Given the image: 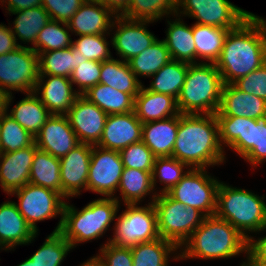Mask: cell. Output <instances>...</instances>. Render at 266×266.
<instances>
[{
    "label": "cell",
    "instance_id": "obj_1",
    "mask_svg": "<svg viewBox=\"0 0 266 266\" xmlns=\"http://www.w3.org/2000/svg\"><path fill=\"white\" fill-rule=\"evenodd\" d=\"M266 63V20L251 14L237 28L229 30L215 62L223 84H233L239 78Z\"/></svg>",
    "mask_w": 266,
    "mask_h": 266
},
{
    "label": "cell",
    "instance_id": "obj_2",
    "mask_svg": "<svg viewBox=\"0 0 266 266\" xmlns=\"http://www.w3.org/2000/svg\"><path fill=\"white\" fill-rule=\"evenodd\" d=\"M225 154L215 114H179L172 157L191 169H207L225 163Z\"/></svg>",
    "mask_w": 266,
    "mask_h": 266
},
{
    "label": "cell",
    "instance_id": "obj_3",
    "mask_svg": "<svg viewBox=\"0 0 266 266\" xmlns=\"http://www.w3.org/2000/svg\"><path fill=\"white\" fill-rule=\"evenodd\" d=\"M248 240L228 221L205 216L179 250V259H229L247 252Z\"/></svg>",
    "mask_w": 266,
    "mask_h": 266
},
{
    "label": "cell",
    "instance_id": "obj_4",
    "mask_svg": "<svg viewBox=\"0 0 266 266\" xmlns=\"http://www.w3.org/2000/svg\"><path fill=\"white\" fill-rule=\"evenodd\" d=\"M120 208L114 197L95 199L79 211L66 201L59 232L74 249L80 243L103 237L116 220Z\"/></svg>",
    "mask_w": 266,
    "mask_h": 266
},
{
    "label": "cell",
    "instance_id": "obj_5",
    "mask_svg": "<svg viewBox=\"0 0 266 266\" xmlns=\"http://www.w3.org/2000/svg\"><path fill=\"white\" fill-rule=\"evenodd\" d=\"M265 196L220 182L215 215L228 221L247 240L251 233L266 230Z\"/></svg>",
    "mask_w": 266,
    "mask_h": 266
},
{
    "label": "cell",
    "instance_id": "obj_6",
    "mask_svg": "<svg viewBox=\"0 0 266 266\" xmlns=\"http://www.w3.org/2000/svg\"><path fill=\"white\" fill-rule=\"evenodd\" d=\"M223 81L215 63L188 66L177 107L180 114H215L220 105Z\"/></svg>",
    "mask_w": 266,
    "mask_h": 266
},
{
    "label": "cell",
    "instance_id": "obj_7",
    "mask_svg": "<svg viewBox=\"0 0 266 266\" xmlns=\"http://www.w3.org/2000/svg\"><path fill=\"white\" fill-rule=\"evenodd\" d=\"M219 140L240 157L256 167L266 161V118L216 117Z\"/></svg>",
    "mask_w": 266,
    "mask_h": 266
},
{
    "label": "cell",
    "instance_id": "obj_8",
    "mask_svg": "<svg viewBox=\"0 0 266 266\" xmlns=\"http://www.w3.org/2000/svg\"><path fill=\"white\" fill-rule=\"evenodd\" d=\"M153 205L157 214L159 236L172 242L179 249L205 217L197 208L185 206L167 193L158 194Z\"/></svg>",
    "mask_w": 266,
    "mask_h": 266
},
{
    "label": "cell",
    "instance_id": "obj_9",
    "mask_svg": "<svg viewBox=\"0 0 266 266\" xmlns=\"http://www.w3.org/2000/svg\"><path fill=\"white\" fill-rule=\"evenodd\" d=\"M126 204V209L116 216L113 238L106 241L119 246L132 247L158 239L157 214L153 203L138 206Z\"/></svg>",
    "mask_w": 266,
    "mask_h": 266
},
{
    "label": "cell",
    "instance_id": "obj_10",
    "mask_svg": "<svg viewBox=\"0 0 266 266\" xmlns=\"http://www.w3.org/2000/svg\"><path fill=\"white\" fill-rule=\"evenodd\" d=\"M39 77V56L30 46L0 55V89L10 95L13 91L31 93Z\"/></svg>",
    "mask_w": 266,
    "mask_h": 266
},
{
    "label": "cell",
    "instance_id": "obj_11",
    "mask_svg": "<svg viewBox=\"0 0 266 266\" xmlns=\"http://www.w3.org/2000/svg\"><path fill=\"white\" fill-rule=\"evenodd\" d=\"M16 196L20 214L32 229L38 233L37 222L61 216L53 232L60 231L62 225L65 198L56 191L32 183L13 191L9 196Z\"/></svg>",
    "mask_w": 266,
    "mask_h": 266
},
{
    "label": "cell",
    "instance_id": "obj_12",
    "mask_svg": "<svg viewBox=\"0 0 266 266\" xmlns=\"http://www.w3.org/2000/svg\"><path fill=\"white\" fill-rule=\"evenodd\" d=\"M176 14L196 19V24L233 30L252 12L234 5L229 0H178Z\"/></svg>",
    "mask_w": 266,
    "mask_h": 266
},
{
    "label": "cell",
    "instance_id": "obj_13",
    "mask_svg": "<svg viewBox=\"0 0 266 266\" xmlns=\"http://www.w3.org/2000/svg\"><path fill=\"white\" fill-rule=\"evenodd\" d=\"M190 169L167 194L185 206L197 208L205 216L215 215L217 189L221 182L206 171Z\"/></svg>",
    "mask_w": 266,
    "mask_h": 266
},
{
    "label": "cell",
    "instance_id": "obj_14",
    "mask_svg": "<svg viewBox=\"0 0 266 266\" xmlns=\"http://www.w3.org/2000/svg\"><path fill=\"white\" fill-rule=\"evenodd\" d=\"M123 168L119 151L92 145L87 191L103 197H116Z\"/></svg>",
    "mask_w": 266,
    "mask_h": 266
},
{
    "label": "cell",
    "instance_id": "obj_15",
    "mask_svg": "<svg viewBox=\"0 0 266 266\" xmlns=\"http://www.w3.org/2000/svg\"><path fill=\"white\" fill-rule=\"evenodd\" d=\"M149 23L154 22L131 20L122 15L115 16L111 26V32L114 29V33H110L113 34L111 46L121 60L128 62L157 40L146 27Z\"/></svg>",
    "mask_w": 266,
    "mask_h": 266
},
{
    "label": "cell",
    "instance_id": "obj_16",
    "mask_svg": "<svg viewBox=\"0 0 266 266\" xmlns=\"http://www.w3.org/2000/svg\"><path fill=\"white\" fill-rule=\"evenodd\" d=\"M91 153L92 145L79 143L60 158L61 195L68 201L87 191Z\"/></svg>",
    "mask_w": 266,
    "mask_h": 266
},
{
    "label": "cell",
    "instance_id": "obj_17",
    "mask_svg": "<svg viewBox=\"0 0 266 266\" xmlns=\"http://www.w3.org/2000/svg\"><path fill=\"white\" fill-rule=\"evenodd\" d=\"M66 116L80 143L90 145L99 143L107 113L83 95H79Z\"/></svg>",
    "mask_w": 266,
    "mask_h": 266
},
{
    "label": "cell",
    "instance_id": "obj_18",
    "mask_svg": "<svg viewBox=\"0 0 266 266\" xmlns=\"http://www.w3.org/2000/svg\"><path fill=\"white\" fill-rule=\"evenodd\" d=\"M80 142L66 115H51L35 136V144L41 151L61 158Z\"/></svg>",
    "mask_w": 266,
    "mask_h": 266
},
{
    "label": "cell",
    "instance_id": "obj_19",
    "mask_svg": "<svg viewBox=\"0 0 266 266\" xmlns=\"http://www.w3.org/2000/svg\"><path fill=\"white\" fill-rule=\"evenodd\" d=\"M34 93L51 115H66L79 96L70 78L52 75H39Z\"/></svg>",
    "mask_w": 266,
    "mask_h": 266
},
{
    "label": "cell",
    "instance_id": "obj_20",
    "mask_svg": "<svg viewBox=\"0 0 266 266\" xmlns=\"http://www.w3.org/2000/svg\"><path fill=\"white\" fill-rule=\"evenodd\" d=\"M142 125L143 123L137 118L134 111L108 115L97 146L121 151L130 144L142 140Z\"/></svg>",
    "mask_w": 266,
    "mask_h": 266
},
{
    "label": "cell",
    "instance_id": "obj_21",
    "mask_svg": "<svg viewBox=\"0 0 266 266\" xmlns=\"http://www.w3.org/2000/svg\"><path fill=\"white\" fill-rule=\"evenodd\" d=\"M37 150L34 143L13 152L0 153V186L3 192L10 195L29 183L30 169Z\"/></svg>",
    "mask_w": 266,
    "mask_h": 266
},
{
    "label": "cell",
    "instance_id": "obj_22",
    "mask_svg": "<svg viewBox=\"0 0 266 266\" xmlns=\"http://www.w3.org/2000/svg\"><path fill=\"white\" fill-rule=\"evenodd\" d=\"M116 14L96 0H86L67 22L71 34L99 35L110 34Z\"/></svg>",
    "mask_w": 266,
    "mask_h": 266
},
{
    "label": "cell",
    "instance_id": "obj_23",
    "mask_svg": "<svg viewBox=\"0 0 266 266\" xmlns=\"http://www.w3.org/2000/svg\"><path fill=\"white\" fill-rule=\"evenodd\" d=\"M32 227L20 214L16 202L6 201L0 205V247L11 251L19 245H29L37 237Z\"/></svg>",
    "mask_w": 266,
    "mask_h": 266
},
{
    "label": "cell",
    "instance_id": "obj_24",
    "mask_svg": "<svg viewBox=\"0 0 266 266\" xmlns=\"http://www.w3.org/2000/svg\"><path fill=\"white\" fill-rule=\"evenodd\" d=\"M216 117L266 118V101L239 90L234 84H224Z\"/></svg>",
    "mask_w": 266,
    "mask_h": 266
},
{
    "label": "cell",
    "instance_id": "obj_25",
    "mask_svg": "<svg viewBox=\"0 0 266 266\" xmlns=\"http://www.w3.org/2000/svg\"><path fill=\"white\" fill-rule=\"evenodd\" d=\"M13 94L7 95L5 100V111L17 121L25 130L35 137L46 120L51 116L48 109L42 104L37 94L34 92L26 93L9 112Z\"/></svg>",
    "mask_w": 266,
    "mask_h": 266
},
{
    "label": "cell",
    "instance_id": "obj_26",
    "mask_svg": "<svg viewBox=\"0 0 266 266\" xmlns=\"http://www.w3.org/2000/svg\"><path fill=\"white\" fill-rule=\"evenodd\" d=\"M178 126L179 115L143 123L142 141L155 157H172Z\"/></svg>",
    "mask_w": 266,
    "mask_h": 266
},
{
    "label": "cell",
    "instance_id": "obj_27",
    "mask_svg": "<svg viewBox=\"0 0 266 266\" xmlns=\"http://www.w3.org/2000/svg\"><path fill=\"white\" fill-rule=\"evenodd\" d=\"M134 112L142 123L164 120L180 114L174 97L149 91L144 85L135 97Z\"/></svg>",
    "mask_w": 266,
    "mask_h": 266
},
{
    "label": "cell",
    "instance_id": "obj_28",
    "mask_svg": "<svg viewBox=\"0 0 266 266\" xmlns=\"http://www.w3.org/2000/svg\"><path fill=\"white\" fill-rule=\"evenodd\" d=\"M173 17L176 18L172 19L173 21L166 19L168 20V28L166 29V38L163 39L171 59L189 64L200 63V61H196V46L192 26L185 24L181 16L177 14H174Z\"/></svg>",
    "mask_w": 266,
    "mask_h": 266
},
{
    "label": "cell",
    "instance_id": "obj_29",
    "mask_svg": "<svg viewBox=\"0 0 266 266\" xmlns=\"http://www.w3.org/2000/svg\"><path fill=\"white\" fill-rule=\"evenodd\" d=\"M118 192H120V198L114 197L120 204L124 202L126 204H139L147 195L151 196V200L148 203H153L157 197L158 190H154L152 184V172L141 171L132 168H123L120 183L118 186ZM155 191V192H154ZM122 201V202H121Z\"/></svg>",
    "mask_w": 266,
    "mask_h": 266
},
{
    "label": "cell",
    "instance_id": "obj_30",
    "mask_svg": "<svg viewBox=\"0 0 266 266\" xmlns=\"http://www.w3.org/2000/svg\"><path fill=\"white\" fill-rule=\"evenodd\" d=\"M99 83L132 94L134 97L138 95L143 86L142 82L130 69L128 62L113 57L102 61Z\"/></svg>",
    "mask_w": 266,
    "mask_h": 266
},
{
    "label": "cell",
    "instance_id": "obj_31",
    "mask_svg": "<svg viewBox=\"0 0 266 266\" xmlns=\"http://www.w3.org/2000/svg\"><path fill=\"white\" fill-rule=\"evenodd\" d=\"M39 75L63 76L70 78L74 69L87 59L73 45L61 50L37 53Z\"/></svg>",
    "mask_w": 266,
    "mask_h": 266
},
{
    "label": "cell",
    "instance_id": "obj_32",
    "mask_svg": "<svg viewBox=\"0 0 266 266\" xmlns=\"http://www.w3.org/2000/svg\"><path fill=\"white\" fill-rule=\"evenodd\" d=\"M178 250L176 245L161 237L151 242L136 244L131 247L133 266H169L170 256L175 261L180 260Z\"/></svg>",
    "mask_w": 266,
    "mask_h": 266
},
{
    "label": "cell",
    "instance_id": "obj_33",
    "mask_svg": "<svg viewBox=\"0 0 266 266\" xmlns=\"http://www.w3.org/2000/svg\"><path fill=\"white\" fill-rule=\"evenodd\" d=\"M108 115L125 114L134 111L135 97L110 86L98 83L83 94Z\"/></svg>",
    "mask_w": 266,
    "mask_h": 266
},
{
    "label": "cell",
    "instance_id": "obj_34",
    "mask_svg": "<svg viewBox=\"0 0 266 266\" xmlns=\"http://www.w3.org/2000/svg\"><path fill=\"white\" fill-rule=\"evenodd\" d=\"M11 14L17 15L13 21V28L8 23L16 41L20 40L21 43L24 42L23 44L27 43V45L28 43L35 44L39 32L51 20L43 6L11 12Z\"/></svg>",
    "mask_w": 266,
    "mask_h": 266
},
{
    "label": "cell",
    "instance_id": "obj_35",
    "mask_svg": "<svg viewBox=\"0 0 266 266\" xmlns=\"http://www.w3.org/2000/svg\"><path fill=\"white\" fill-rule=\"evenodd\" d=\"M229 30L214 26L192 24V34L196 46V60L215 63L221 54L225 37Z\"/></svg>",
    "mask_w": 266,
    "mask_h": 266
},
{
    "label": "cell",
    "instance_id": "obj_36",
    "mask_svg": "<svg viewBox=\"0 0 266 266\" xmlns=\"http://www.w3.org/2000/svg\"><path fill=\"white\" fill-rule=\"evenodd\" d=\"M189 63L177 60H170L156 74L151 76L153 80L150 86L146 87L149 91L166 94L176 100L180 95Z\"/></svg>",
    "mask_w": 266,
    "mask_h": 266
},
{
    "label": "cell",
    "instance_id": "obj_37",
    "mask_svg": "<svg viewBox=\"0 0 266 266\" xmlns=\"http://www.w3.org/2000/svg\"><path fill=\"white\" fill-rule=\"evenodd\" d=\"M29 183L61 194L60 158L38 149L30 169Z\"/></svg>",
    "mask_w": 266,
    "mask_h": 266
},
{
    "label": "cell",
    "instance_id": "obj_38",
    "mask_svg": "<svg viewBox=\"0 0 266 266\" xmlns=\"http://www.w3.org/2000/svg\"><path fill=\"white\" fill-rule=\"evenodd\" d=\"M171 59L165 42L157 39L147 49L128 61L130 69L139 77H151L156 74Z\"/></svg>",
    "mask_w": 266,
    "mask_h": 266
},
{
    "label": "cell",
    "instance_id": "obj_39",
    "mask_svg": "<svg viewBox=\"0 0 266 266\" xmlns=\"http://www.w3.org/2000/svg\"><path fill=\"white\" fill-rule=\"evenodd\" d=\"M178 0H130L120 14L131 20L156 22L176 14Z\"/></svg>",
    "mask_w": 266,
    "mask_h": 266
},
{
    "label": "cell",
    "instance_id": "obj_40",
    "mask_svg": "<svg viewBox=\"0 0 266 266\" xmlns=\"http://www.w3.org/2000/svg\"><path fill=\"white\" fill-rule=\"evenodd\" d=\"M186 169V170H185ZM191 168L174 157H156L152 171V184L156 190L157 182L163 184L158 194L167 193ZM159 180V181H158Z\"/></svg>",
    "mask_w": 266,
    "mask_h": 266
},
{
    "label": "cell",
    "instance_id": "obj_41",
    "mask_svg": "<svg viewBox=\"0 0 266 266\" xmlns=\"http://www.w3.org/2000/svg\"><path fill=\"white\" fill-rule=\"evenodd\" d=\"M72 249L71 244L59 231L52 232L29 258L36 266H60Z\"/></svg>",
    "mask_w": 266,
    "mask_h": 266
},
{
    "label": "cell",
    "instance_id": "obj_42",
    "mask_svg": "<svg viewBox=\"0 0 266 266\" xmlns=\"http://www.w3.org/2000/svg\"><path fill=\"white\" fill-rule=\"evenodd\" d=\"M35 143L33 137L6 111L0 115V153L13 152Z\"/></svg>",
    "mask_w": 266,
    "mask_h": 266
},
{
    "label": "cell",
    "instance_id": "obj_43",
    "mask_svg": "<svg viewBox=\"0 0 266 266\" xmlns=\"http://www.w3.org/2000/svg\"><path fill=\"white\" fill-rule=\"evenodd\" d=\"M69 32L67 23L50 20L39 32L31 48L36 53L69 48L73 41Z\"/></svg>",
    "mask_w": 266,
    "mask_h": 266
},
{
    "label": "cell",
    "instance_id": "obj_44",
    "mask_svg": "<svg viewBox=\"0 0 266 266\" xmlns=\"http://www.w3.org/2000/svg\"><path fill=\"white\" fill-rule=\"evenodd\" d=\"M106 36L108 37L110 34L81 35L75 41H72V45L87 60L106 61L113 57L109 48L111 45L109 43H112V40L108 41Z\"/></svg>",
    "mask_w": 266,
    "mask_h": 266
},
{
    "label": "cell",
    "instance_id": "obj_45",
    "mask_svg": "<svg viewBox=\"0 0 266 266\" xmlns=\"http://www.w3.org/2000/svg\"><path fill=\"white\" fill-rule=\"evenodd\" d=\"M124 168H132L146 172H152L155 156L152 151L139 141L130 144L128 147L119 151Z\"/></svg>",
    "mask_w": 266,
    "mask_h": 266
},
{
    "label": "cell",
    "instance_id": "obj_46",
    "mask_svg": "<svg viewBox=\"0 0 266 266\" xmlns=\"http://www.w3.org/2000/svg\"><path fill=\"white\" fill-rule=\"evenodd\" d=\"M101 65L100 61L86 60L74 69L70 80L73 85L78 86L75 91L77 90L79 95L85 94L91 87L99 83Z\"/></svg>",
    "mask_w": 266,
    "mask_h": 266
},
{
    "label": "cell",
    "instance_id": "obj_47",
    "mask_svg": "<svg viewBox=\"0 0 266 266\" xmlns=\"http://www.w3.org/2000/svg\"><path fill=\"white\" fill-rule=\"evenodd\" d=\"M99 250L95 257L103 266H133L131 247L108 242L102 244Z\"/></svg>",
    "mask_w": 266,
    "mask_h": 266
},
{
    "label": "cell",
    "instance_id": "obj_48",
    "mask_svg": "<svg viewBox=\"0 0 266 266\" xmlns=\"http://www.w3.org/2000/svg\"><path fill=\"white\" fill-rule=\"evenodd\" d=\"M86 0H42L51 20L67 23Z\"/></svg>",
    "mask_w": 266,
    "mask_h": 266
},
{
    "label": "cell",
    "instance_id": "obj_49",
    "mask_svg": "<svg viewBox=\"0 0 266 266\" xmlns=\"http://www.w3.org/2000/svg\"><path fill=\"white\" fill-rule=\"evenodd\" d=\"M239 90L266 101V63L233 83Z\"/></svg>",
    "mask_w": 266,
    "mask_h": 266
},
{
    "label": "cell",
    "instance_id": "obj_50",
    "mask_svg": "<svg viewBox=\"0 0 266 266\" xmlns=\"http://www.w3.org/2000/svg\"><path fill=\"white\" fill-rule=\"evenodd\" d=\"M19 46H24L16 41L9 26L0 24V55L16 50Z\"/></svg>",
    "mask_w": 266,
    "mask_h": 266
},
{
    "label": "cell",
    "instance_id": "obj_51",
    "mask_svg": "<svg viewBox=\"0 0 266 266\" xmlns=\"http://www.w3.org/2000/svg\"><path fill=\"white\" fill-rule=\"evenodd\" d=\"M247 252L257 261L266 263V236L255 239L250 236L248 239Z\"/></svg>",
    "mask_w": 266,
    "mask_h": 266
},
{
    "label": "cell",
    "instance_id": "obj_52",
    "mask_svg": "<svg viewBox=\"0 0 266 266\" xmlns=\"http://www.w3.org/2000/svg\"><path fill=\"white\" fill-rule=\"evenodd\" d=\"M6 3V4H5ZM6 5L7 14L18 12L28 8L42 6V0H5L2 5Z\"/></svg>",
    "mask_w": 266,
    "mask_h": 266
},
{
    "label": "cell",
    "instance_id": "obj_53",
    "mask_svg": "<svg viewBox=\"0 0 266 266\" xmlns=\"http://www.w3.org/2000/svg\"><path fill=\"white\" fill-rule=\"evenodd\" d=\"M120 15L128 6L130 0H96Z\"/></svg>",
    "mask_w": 266,
    "mask_h": 266
},
{
    "label": "cell",
    "instance_id": "obj_54",
    "mask_svg": "<svg viewBox=\"0 0 266 266\" xmlns=\"http://www.w3.org/2000/svg\"><path fill=\"white\" fill-rule=\"evenodd\" d=\"M246 259L240 263V266H266V263L257 261L253 256H251L248 252L245 253Z\"/></svg>",
    "mask_w": 266,
    "mask_h": 266
},
{
    "label": "cell",
    "instance_id": "obj_55",
    "mask_svg": "<svg viewBox=\"0 0 266 266\" xmlns=\"http://www.w3.org/2000/svg\"><path fill=\"white\" fill-rule=\"evenodd\" d=\"M79 266H103V265L98 261V259L95 256H93Z\"/></svg>",
    "mask_w": 266,
    "mask_h": 266
},
{
    "label": "cell",
    "instance_id": "obj_56",
    "mask_svg": "<svg viewBox=\"0 0 266 266\" xmlns=\"http://www.w3.org/2000/svg\"><path fill=\"white\" fill-rule=\"evenodd\" d=\"M6 94L0 89V115L5 111Z\"/></svg>",
    "mask_w": 266,
    "mask_h": 266
},
{
    "label": "cell",
    "instance_id": "obj_57",
    "mask_svg": "<svg viewBox=\"0 0 266 266\" xmlns=\"http://www.w3.org/2000/svg\"><path fill=\"white\" fill-rule=\"evenodd\" d=\"M17 266H36V264L33 263V261L30 258H27L25 261H23Z\"/></svg>",
    "mask_w": 266,
    "mask_h": 266
}]
</instances>
